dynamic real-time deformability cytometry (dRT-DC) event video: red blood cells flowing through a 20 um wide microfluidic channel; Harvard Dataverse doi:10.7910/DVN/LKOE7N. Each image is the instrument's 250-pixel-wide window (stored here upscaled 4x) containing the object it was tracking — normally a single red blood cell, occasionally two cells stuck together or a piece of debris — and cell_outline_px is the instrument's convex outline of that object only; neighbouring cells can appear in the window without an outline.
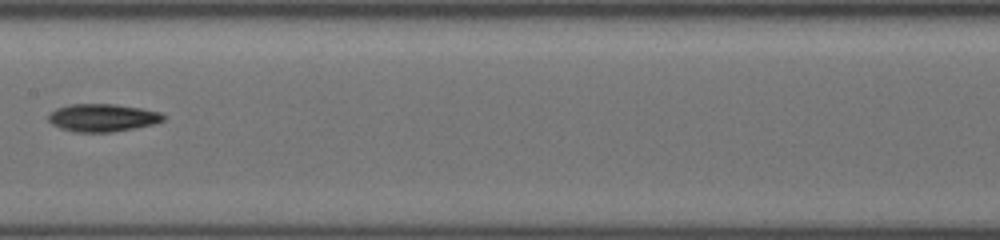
{"species": "common noctule bat (a hibernating species)", "species_latin": "Nyctalus noctula", "temperature_condition": "cold", "stored_images_in_passage": 49, "camera_frame_rate_fps": 3000, "um_per_image_px": 0.085, "animal": {"sex": "female", "body_mass_g": 19.5, "forearm_length_mm": 54.1}, "frame": {"image": 1, "passage_image": 16, "time_ms": 3.667, "image_size_px": [1000, 240], "cell_outline_px": [[164, 120], [156, 124], [136, 128], [112, 132], [72, 132], [60, 128], [52, 124], [48, 120], [48, 116], [56, 108], [68, 104], [112, 104], [140, 108], [160, 112], [164, 116]], "centroid_in_image_um": [8.71, 10.01], "position_along_channel_um": 198.7, "area_um2": 18.67}}
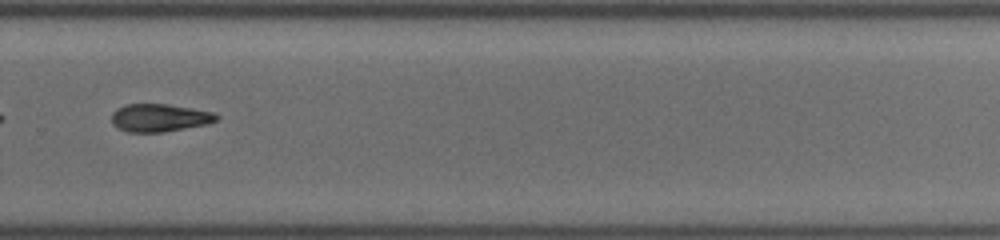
{"frame": {"image": 2, "passage_image": 27, "time_ms": 6.667, "image_size_px": [1000, 240], "cell_outline_px": [[220, 116], [216, 120], [208, 124], [164, 132], [128, 132], [112, 124], [112, 112], [116, 108], [128, 104], [164, 104], [212, 112]], "centroid_in_image_um": [13.54, 10.02], "position_along_channel_um": 316.3, "area_um2": 16.82}}